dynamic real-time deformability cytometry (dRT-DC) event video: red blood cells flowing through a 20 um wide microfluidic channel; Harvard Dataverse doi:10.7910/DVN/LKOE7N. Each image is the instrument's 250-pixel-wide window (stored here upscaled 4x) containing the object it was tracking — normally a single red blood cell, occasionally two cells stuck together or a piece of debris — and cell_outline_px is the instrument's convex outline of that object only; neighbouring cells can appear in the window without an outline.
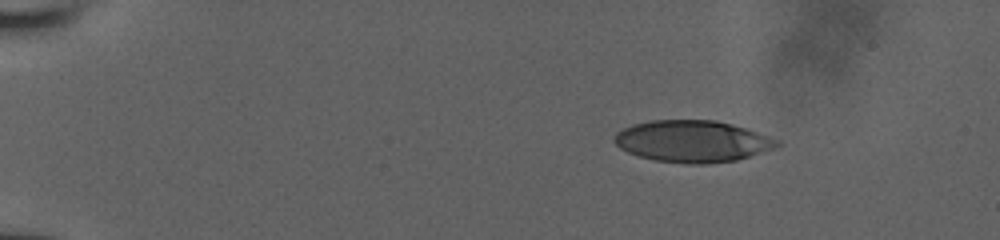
{"species": "human", "species_latin": "Homo sapiens", "temperature_condition": "room temperature", "stored_images_in_passage": 14, "camera_frame_rate_fps": 3000, "um_per_image_px": 0.085, "donor": {"sex": "male"}, "frame": {"image": 1, "passage_image": 1, "time_ms": 0.0, "image_size_px": [1000, 240], "cell_outline_px": [[780, 144], [776, 148], [736, 160], [708, 164], [688, 164], [656, 160], [640, 156], [628, 152], [620, 148], [612, 140], [616, 132], [632, 124], [652, 120], [716, 120], [748, 128], [780, 140]], "centroid_in_image_um": [58.88, 12.0], "position_along_channel_um": 26.1, "area_um2": 39.77}}
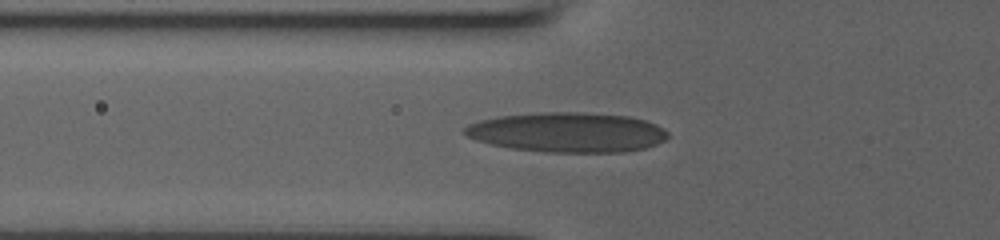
{"frame": {"image": 2, "passage_image": 12, "time_ms": 4.0, "image_size_px": [1000, 240], "cell_outline_px": [[668, 136], [664, 140], [656, 144], [644, 148], [624, 152], [552, 152], [512, 148], [492, 144], [476, 140], [468, 136], [464, 132], [464, 128], [468, 124], [480, 120], [500, 116], [540, 112], [584, 112], [628, 116], [644, 120], [656, 124], [664, 128], [668, 132]], "centroid_in_image_um": [48.26, 11.24], "position_along_channel_um": 77.5, "area_um2": 46.99}}
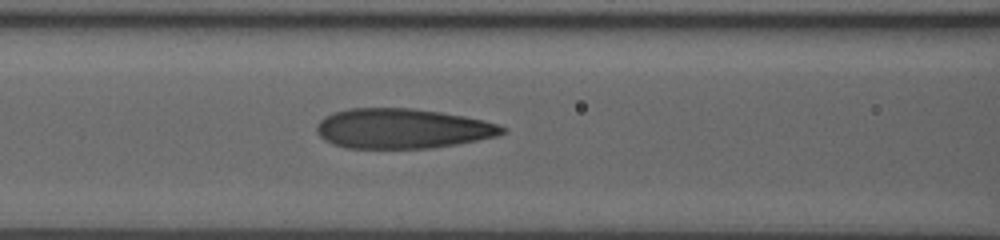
{"frame": {"image": 3, "passage_image": 14, "time_ms": 5.333, "image_size_px": [1000, 240], "cell_outline_px": [[508, 128], [504, 132], [496, 136], [456, 144], [428, 148], [348, 148], [332, 144], [324, 140], [316, 132], [316, 124], [324, 116], [332, 112], [348, 108], [412, 108], [440, 112], [464, 116], [484, 120], [500, 124]], "centroid_in_image_um": [34.17, 10.92], "position_along_channel_um": 132.4, "area_um2": 43.35}}